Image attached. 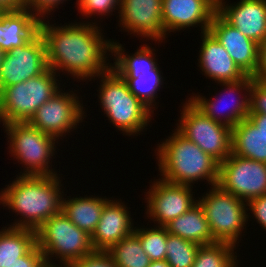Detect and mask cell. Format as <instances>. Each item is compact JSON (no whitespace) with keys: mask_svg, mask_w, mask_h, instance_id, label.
<instances>
[{"mask_svg":"<svg viewBox=\"0 0 266 267\" xmlns=\"http://www.w3.org/2000/svg\"><path fill=\"white\" fill-rule=\"evenodd\" d=\"M78 99L75 93H62L59 90L37 109L29 123L59 139L65 136L66 132L77 128V124L85 118L83 104L81 105Z\"/></svg>","mask_w":266,"mask_h":267,"instance_id":"cell-12","label":"cell"},{"mask_svg":"<svg viewBox=\"0 0 266 267\" xmlns=\"http://www.w3.org/2000/svg\"><path fill=\"white\" fill-rule=\"evenodd\" d=\"M157 146V160L161 179L166 182L188 185L205 179L215 186L219 179V163L203 152L193 141L177 130Z\"/></svg>","mask_w":266,"mask_h":267,"instance_id":"cell-3","label":"cell"},{"mask_svg":"<svg viewBox=\"0 0 266 267\" xmlns=\"http://www.w3.org/2000/svg\"><path fill=\"white\" fill-rule=\"evenodd\" d=\"M63 2L64 0H24V9L29 10L41 21L46 14L52 12L54 10L53 8Z\"/></svg>","mask_w":266,"mask_h":267,"instance_id":"cell-35","label":"cell"},{"mask_svg":"<svg viewBox=\"0 0 266 267\" xmlns=\"http://www.w3.org/2000/svg\"><path fill=\"white\" fill-rule=\"evenodd\" d=\"M247 209L253 213L256 221L266 230V195L251 199L247 202Z\"/></svg>","mask_w":266,"mask_h":267,"instance_id":"cell-37","label":"cell"},{"mask_svg":"<svg viewBox=\"0 0 266 267\" xmlns=\"http://www.w3.org/2000/svg\"><path fill=\"white\" fill-rule=\"evenodd\" d=\"M4 54H5V53L0 49V64H1V62L3 61Z\"/></svg>","mask_w":266,"mask_h":267,"instance_id":"cell-42","label":"cell"},{"mask_svg":"<svg viewBox=\"0 0 266 267\" xmlns=\"http://www.w3.org/2000/svg\"><path fill=\"white\" fill-rule=\"evenodd\" d=\"M253 77L261 81H266V39L260 44L259 66Z\"/></svg>","mask_w":266,"mask_h":267,"instance_id":"cell-38","label":"cell"},{"mask_svg":"<svg viewBox=\"0 0 266 267\" xmlns=\"http://www.w3.org/2000/svg\"><path fill=\"white\" fill-rule=\"evenodd\" d=\"M167 232L195 242L198 245L213 243V235L202 206L197 202L184 214L165 225Z\"/></svg>","mask_w":266,"mask_h":267,"instance_id":"cell-22","label":"cell"},{"mask_svg":"<svg viewBox=\"0 0 266 267\" xmlns=\"http://www.w3.org/2000/svg\"><path fill=\"white\" fill-rule=\"evenodd\" d=\"M266 137V115L249 114L247 117Z\"/></svg>","mask_w":266,"mask_h":267,"instance_id":"cell-40","label":"cell"},{"mask_svg":"<svg viewBox=\"0 0 266 267\" xmlns=\"http://www.w3.org/2000/svg\"><path fill=\"white\" fill-rule=\"evenodd\" d=\"M201 35L198 63L202 72L219 83L236 82L247 75L234 62L222 44L209 32Z\"/></svg>","mask_w":266,"mask_h":267,"instance_id":"cell-20","label":"cell"},{"mask_svg":"<svg viewBox=\"0 0 266 267\" xmlns=\"http://www.w3.org/2000/svg\"><path fill=\"white\" fill-rule=\"evenodd\" d=\"M107 252L118 267H148L151 262L134 232L113 245Z\"/></svg>","mask_w":266,"mask_h":267,"instance_id":"cell-28","label":"cell"},{"mask_svg":"<svg viewBox=\"0 0 266 267\" xmlns=\"http://www.w3.org/2000/svg\"><path fill=\"white\" fill-rule=\"evenodd\" d=\"M0 8L6 11H20L24 9V0H0Z\"/></svg>","mask_w":266,"mask_h":267,"instance_id":"cell-39","label":"cell"},{"mask_svg":"<svg viewBox=\"0 0 266 267\" xmlns=\"http://www.w3.org/2000/svg\"><path fill=\"white\" fill-rule=\"evenodd\" d=\"M0 231V267L18 261L36 244V231L27 228L4 227Z\"/></svg>","mask_w":266,"mask_h":267,"instance_id":"cell-25","label":"cell"},{"mask_svg":"<svg viewBox=\"0 0 266 267\" xmlns=\"http://www.w3.org/2000/svg\"><path fill=\"white\" fill-rule=\"evenodd\" d=\"M77 2L79 12L86 17L92 14L103 16L109 13L110 15L114 9L120 8V0H78Z\"/></svg>","mask_w":266,"mask_h":267,"instance_id":"cell-32","label":"cell"},{"mask_svg":"<svg viewBox=\"0 0 266 267\" xmlns=\"http://www.w3.org/2000/svg\"><path fill=\"white\" fill-rule=\"evenodd\" d=\"M120 201L109 200L103 207L100 220L91 234L95 251H108L124 237L134 232L127 206Z\"/></svg>","mask_w":266,"mask_h":267,"instance_id":"cell-19","label":"cell"},{"mask_svg":"<svg viewBox=\"0 0 266 267\" xmlns=\"http://www.w3.org/2000/svg\"><path fill=\"white\" fill-rule=\"evenodd\" d=\"M39 23L26 9L4 12L0 16V49L6 53L25 45L39 31Z\"/></svg>","mask_w":266,"mask_h":267,"instance_id":"cell-21","label":"cell"},{"mask_svg":"<svg viewBox=\"0 0 266 267\" xmlns=\"http://www.w3.org/2000/svg\"><path fill=\"white\" fill-rule=\"evenodd\" d=\"M36 241L48 267H62L50 261L54 255L59 258L60 264L69 267L74 261L95 251L91 236L74 225L62 211L36 230Z\"/></svg>","mask_w":266,"mask_h":267,"instance_id":"cell-5","label":"cell"},{"mask_svg":"<svg viewBox=\"0 0 266 267\" xmlns=\"http://www.w3.org/2000/svg\"><path fill=\"white\" fill-rule=\"evenodd\" d=\"M69 267H118L107 251H94L76 261Z\"/></svg>","mask_w":266,"mask_h":267,"instance_id":"cell-34","label":"cell"},{"mask_svg":"<svg viewBox=\"0 0 266 267\" xmlns=\"http://www.w3.org/2000/svg\"><path fill=\"white\" fill-rule=\"evenodd\" d=\"M208 31L222 44L246 75L256 74L259 66L260 44L244 36L218 12L213 16Z\"/></svg>","mask_w":266,"mask_h":267,"instance_id":"cell-16","label":"cell"},{"mask_svg":"<svg viewBox=\"0 0 266 267\" xmlns=\"http://www.w3.org/2000/svg\"><path fill=\"white\" fill-rule=\"evenodd\" d=\"M217 185L246 203L266 195V163L231 153L219 164Z\"/></svg>","mask_w":266,"mask_h":267,"instance_id":"cell-10","label":"cell"},{"mask_svg":"<svg viewBox=\"0 0 266 267\" xmlns=\"http://www.w3.org/2000/svg\"><path fill=\"white\" fill-rule=\"evenodd\" d=\"M250 113L266 115V81L251 76L249 91Z\"/></svg>","mask_w":266,"mask_h":267,"instance_id":"cell-33","label":"cell"},{"mask_svg":"<svg viewBox=\"0 0 266 267\" xmlns=\"http://www.w3.org/2000/svg\"><path fill=\"white\" fill-rule=\"evenodd\" d=\"M5 267H48L44 255L36 244L26 255L19 257L18 261Z\"/></svg>","mask_w":266,"mask_h":267,"instance_id":"cell-36","label":"cell"},{"mask_svg":"<svg viewBox=\"0 0 266 267\" xmlns=\"http://www.w3.org/2000/svg\"><path fill=\"white\" fill-rule=\"evenodd\" d=\"M10 141L9 150L25 170L19 175H58L49 164L54 155L56 137L44 133L29 122L3 124Z\"/></svg>","mask_w":266,"mask_h":267,"instance_id":"cell-7","label":"cell"},{"mask_svg":"<svg viewBox=\"0 0 266 267\" xmlns=\"http://www.w3.org/2000/svg\"><path fill=\"white\" fill-rule=\"evenodd\" d=\"M236 246L225 242L201 245L192 267H238L235 256Z\"/></svg>","mask_w":266,"mask_h":267,"instance_id":"cell-29","label":"cell"},{"mask_svg":"<svg viewBox=\"0 0 266 267\" xmlns=\"http://www.w3.org/2000/svg\"><path fill=\"white\" fill-rule=\"evenodd\" d=\"M45 21H40L39 32L45 42L48 68L65 70L80 80L99 77L110 68L106 53L111 51V41L104 39L96 23L59 27Z\"/></svg>","mask_w":266,"mask_h":267,"instance_id":"cell-1","label":"cell"},{"mask_svg":"<svg viewBox=\"0 0 266 267\" xmlns=\"http://www.w3.org/2000/svg\"><path fill=\"white\" fill-rule=\"evenodd\" d=\"M148 267H170L166 260L151 261Z\"/></svg>","mask_w":266,"mask_h":267,"instance_id":"cell-41","label":"cell"},{"mask_svg":"<svg viewBox=\"0 0 266 267\" xmlns=\"http://www.w3.org/2000/svg\"><path fill=\"white\" fill-rule=\"evenodd\" d=\"M4 12H5V11L2 10V9L0 8V16H1Z\"/></svg>","mask_w":266,"mask_h":267,"instance_id":"cell-43","label":"cell"},{"mask_svg":"<svg viewBox=\"0 0 266 267\" xmlns=\"http://www.w3.org/2000/svg\"><path fill=\"white\" fill-rule=\"evenodd\" d=\"M134 233L138 236L150 261L165 260L167 242V229L165 226H156L155 229H139L135 227Z\"/></svg>","mask_w":266,"mask_h":267,"instance_id":"cell-31","label":"cell"},{"mask_svg":"<svg viewBox=\"0 0 266 267\" xmlns=\"http://www.w3.org/2000/svg\"><path fill=\"white\" fill-rule=\"evenodd\" d=\"M62 200V212L69 220L90 236L95 230L104 205L110 199L99 197H75Z\"/></svg>","mask_w":266,"mask_h":267,"instance_id":"cell-24","label":"cell"},{"mask_svg":"<svg viewBox=\"0 0 266 267\" xmlns=\"http://www.w3.org/2000/svg\"><path fill=\"white\" fill-rule=\"evenodd\" d=\"M220 84L225 86V88L227 87L226 88L227 94H231V93L233 94L235 92L238 94L241 92V90H243V92L246 91L245 94L247 95H244L243 98L241 99L237 97V100L235 99V97H233L236 100V102L230 105L231 108L228 107L227 105L229 111H224L225 113H220L217 111H220L218 109L220 108L218 105H222L219 103H221L220 101L224 100V98H227L226 95H223V97L220 96L219 98L220 100L217 98H214L215 100L209 99L208 101L207 98L200 96L198 94L197 96L195 95V97L192 96L191 98H189V100L206 116L212 118L216 122L229 126L232 129L237 123L241 122L243 119H246L249 116V113H250L249 91L251 87V76L247 75L244 79L236 81V82H227V83H220ZM236 93L234 95H237ZM222 114H225V115H222Z\"/></svg>","mask_w":266,"mask_h":267,"instance_id":"cell-18","label":"cell"},{"mask_svg":"<svg viewBox=\"0 0 266 267\" xmlns=\"http://www.w3.org/2000/svg\"><path fill=\"white\" fill-rule=\"evenodd\" d=\"M115 72L124 79L130 92L154 112L152 110L153 102L155 103L156 93L160 90V85H163V78L158 65L153 70Z\"/></svg>","mask_w":266,"mask_h":267,"instance_id":"cell-26","label":"cell"},{"mask_svg":"<svg viewBox=\"0 0 266 267\" xmlns=\"http://www.w3.org/2000/svg\"><path fill=\"white\" fill-rule=\"evenodd\" d=\"M56 74L47 68L41 75L5 87L0 94V122H29L37 109L61 89Z\"/></svg>","mask_w":266,"mask_h":267,"instance_id":"cell-6","label":"cell"},{"mask_svg":"<svg viewBox=\"0 0 266 267\" xmlns=\"http://www.w3.org/2000/svg\"><path fill=\"white\" fill-rule=\"evenodd\" d=\"M119 19L125 31L163 42L162 0H120Z\"/></svg>","mask_w":266,"mask_h":267,"instance_id":"cell-14","label":"cell"},{"mask_svg":"<svg viewBox=\"0 0 266 267\" xmlns=\"http://www.w3.org/2000/svg\"><path fill=\"white\" fill-rule=\"evenodd\" d=\"M217 12V0H162L165 34L201 25V34L209 30Z\"/></svg>","mask_w":266,"mask_h":267,"instance_id":"cell-15","label":"cell"},{"mask_svg":"<svg viewBox=\"0 0 266 267\" xmlns=\"http://www.w3.org/2000/svg\"><path fill=\"white\" fill-rule=\"evenodd\" d=\"M124 47L119 42L111 41V53L114 55L115 62L110 68L114 71H143L153 70L157 65V60L153 55V50L145 44L142 45L133 55L124 53ZM115 65V66H114Z\"/></svg>","mask_w":266,"mask_h":267,"instance_id":"cell-27","label":"cell"},{"mask_svg":"<svg viewBox=\"0 0 266 267\" xmlns=\"http://www.w3.org/2000/svg\"><path fill=\"white\" fill-rule=\"evenodd\" d=\"M182 108L176 130L221 164L232 153V129L206 116L190 100Z\"/></svg>","mask_w":266,"mask_h":267,"instance_id":"cell-9","label":"cell"},{"mask_svg":"<svg viewBox=\"0 0 266 267\" xmlns=\"http://www.w3.org/2000/svg\"><path fill=\"white\" fill-rule=\"evenodd\" d=\"M217 0V12L244 36L261 44L266 39V0H240L232 5Z\"/></svg>","mask_w":266,"mask_h":267,"instance_id":"cell-17","label":"cell"},{"mask_svg":"<svg viewBox=\"0 0 266 267\" xmlns=\"http://www.w3.org/2000/svg\"><path fill=\"white\" fill-rule=\"evenodd\" d=\"M232 154L266 163V137L248 119L232 128Z\"/></svg>","mask_w":266,"mask_h":267,"instance_id":"cell-23","label":"cell"},{"mask_svg":"<svg viewBox=\"0 0 266 267\" xmlns=\"http://www.w3.org/2000/svg\"><path fill=\"white\" fill-rule=\"evenodd\" d=\"M200 245L167 232L166 262L170 267H192Z\"/></svg>","mask_w":266,"mask_h":267,"instance_id":"cell-30","label":"cell"},{"mask_svg":"<svg viewBox=\"0 0 266 267\" xmlns=\"http://www.w3.org/2000/svg\"><path fill=\"white\" fill-rule=\"evenodd\" d=\"M57 175L16 177L0 193V203L12 209L20 220L10 227L37 230L51 216L62 211L63 192Z\"/></svg>","mask_w":266,"mask_h":267,"instance_id":"cell-2","label":"cell"},{"mask_svg":"<svg viewBox=\"0 0 266 267\" xmlns=\"http://www.w3.org/2000/svg\"><path fill=\"white\" fill-rule=\"evenodd\" d=\"M47 68L46 46L38 31L25 45L4 54L0 64L1 91L5 87L41 75Z\"/></svg>","mask_w":266,"mask_h":267,"instance_id":"cell-11","label":"cell"},{"mask_svg":"<svg viewBox=\"0 0 266 267\" xmlns=\"http://www.w3.org/2000/svg\"><path fill=\"white\" fill-rule=\"evenodd\" d=\"M100 77L98 96L110 123L128 136L140 135L153 112L130 92L124 79L113 69L109 68Z\"/></svg>","mask_w":266,"mask_h":267,"instance_id":"cell-4","label":"cell"},{"mask_svg":"<svg viewBox=\"0 0 266 267\" xmlns=\"http://www.w3.org/2000/svg\"><path fill=\"white\" fill-rule=\"evenodd\" d=\"M150 186L147 200V214L158 226H165L171 220L184 214L198 201L193 199L191 186L179 185L156 179Z\"/></svg>","mask_w":266,"mask_h":267,"instance_id":"cell-13","label":"cell"},{"mask_svg":"<svg viewBox=\"0 0 266 267\" xmlns=\"http://www.w3.org/2000/svg\"><path fill=\"white\" fill-rule=\"evenodd\" d=\"M197 201L205 212L213 243L225 242L236 246L249 218L246 212L247 203L223 191L218 185L212 186L209 192Z\"/></svg>","mask_w":266,"mask_h":267,"instance_id":"cell-8","label":"cell"}]
</instances>
